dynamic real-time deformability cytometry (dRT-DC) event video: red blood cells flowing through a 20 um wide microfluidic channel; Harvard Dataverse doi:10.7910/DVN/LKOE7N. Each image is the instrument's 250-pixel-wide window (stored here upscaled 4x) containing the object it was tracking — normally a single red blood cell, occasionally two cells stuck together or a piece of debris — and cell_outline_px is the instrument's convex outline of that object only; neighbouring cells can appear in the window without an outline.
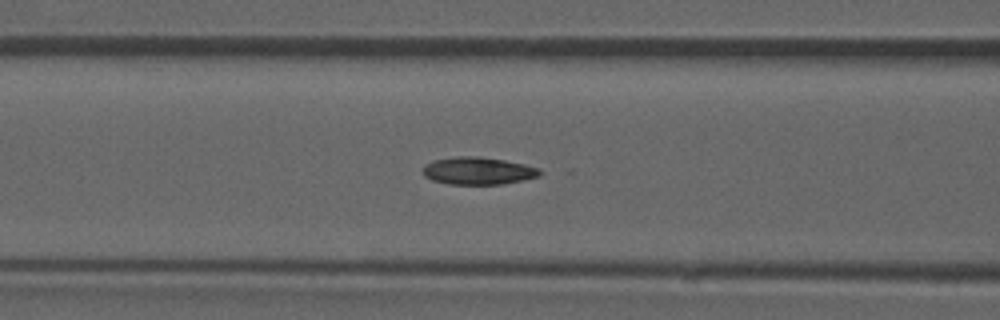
{"species": "common noctule bat (a hibernating species)", "species_latin": "Nyctalus noctula", "temperature_condition": "room temperature", "stored_images_in_passage": 40, "camera_frame_rate_fps": 3000, "um_per_image_px": 0.085, "animal": {"sex": "male", "forearm_length_mm": 52.5}, "frame": {"image": 1, "passage_image": 18, "time_ms": 5.667, "image_size_px": [1000, 320], "cell_outline_px": [[540, 176], [504, 184], [448, 184], [432, 180], [424, 176], [424, 168], [428, 164], [436, 160], [456, 156], [476, 156], [504, 160], [524, 164], [540, 168]], "centroid_in_image_um": [40.67, 14.53], "position_along_channel_um": 125.9, "area_um2": 18.5}}